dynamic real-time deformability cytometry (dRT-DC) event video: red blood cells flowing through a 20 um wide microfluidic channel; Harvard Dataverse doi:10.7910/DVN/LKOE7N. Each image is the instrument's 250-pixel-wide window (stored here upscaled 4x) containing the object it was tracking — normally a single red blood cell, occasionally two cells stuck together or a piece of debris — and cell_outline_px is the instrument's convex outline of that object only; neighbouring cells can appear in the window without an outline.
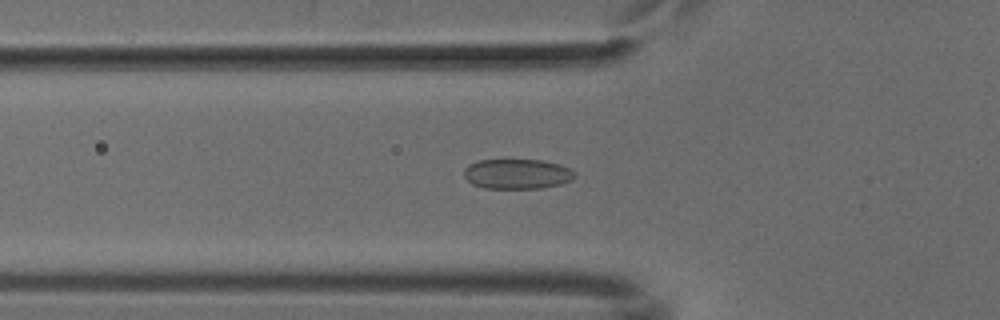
{"species": "common noctule bat (a hibernating species)", "species_latin": "Nyctalus noctula", "temperature_condition": "cold", "stored_images_in_passage": 49, "camera_frame_rate_fps": 3000, "um_per_image_px": 0.085, "animal": {"sex": "male", "body_mass_g": 18.8}, "frame": {"image": 1, "passage_image": 15, "time_ms": 4.667, "image_size_px": [1000, 320], "cell_outline_px": [[576, 176], [572, 180], [560, 184], [540, 188], [484, 188], [472, 184], [464, 176], [464, 168], [468, 164], [480, 160], [544, 160], [560, 164], [576, 172]], "centroid_in_image_um": [43.97, 14.78], "position_along_channel_um": 81.8, "area_um2": 19.42}}
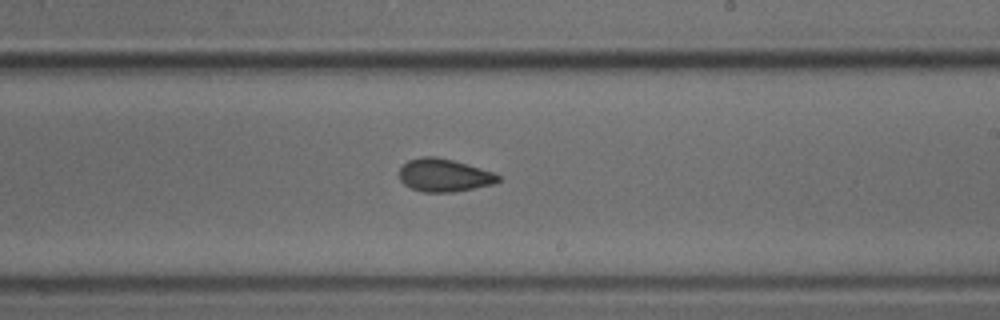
{"frame": {"image": 2, "passage_image": 28, "time_ms": 9.0, "image_size_px": [1000, 320], "cell_outline_px": [[500, 180], [492, 184], [452, 192], [424, 192], [412, 188], [404, 184], [400, 180], [400, 168], [408, 160], [420, 156], [436, 156], [468, 164], [492, 172], [500, 176]], "centroid_in_image_um": [37.72, 14.88], "position_along_channel_um": 251.3, "area_um2": 18.79}}
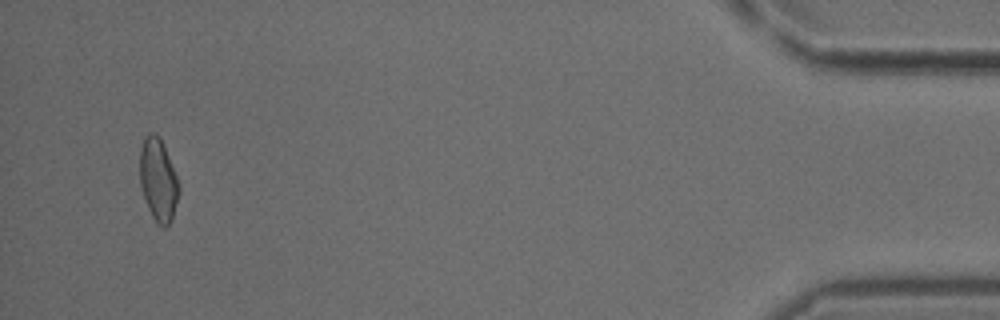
{"frame": {"image": 3, "passage_image": 47, "time_ms": 15.333, "image_size_px": [1000, 320], "cell_outline_px": [[180, 192], [172, 220], [164, 228], [156, 224], [148, 208], [140, 184], [140, 148], [148, 132], [156, 132], [160, 136], [180, 184]], "centroid_in_image_um": [13.46, 15.29], "position_along_channel_um": 421.7, "area_um2": 19.02}}